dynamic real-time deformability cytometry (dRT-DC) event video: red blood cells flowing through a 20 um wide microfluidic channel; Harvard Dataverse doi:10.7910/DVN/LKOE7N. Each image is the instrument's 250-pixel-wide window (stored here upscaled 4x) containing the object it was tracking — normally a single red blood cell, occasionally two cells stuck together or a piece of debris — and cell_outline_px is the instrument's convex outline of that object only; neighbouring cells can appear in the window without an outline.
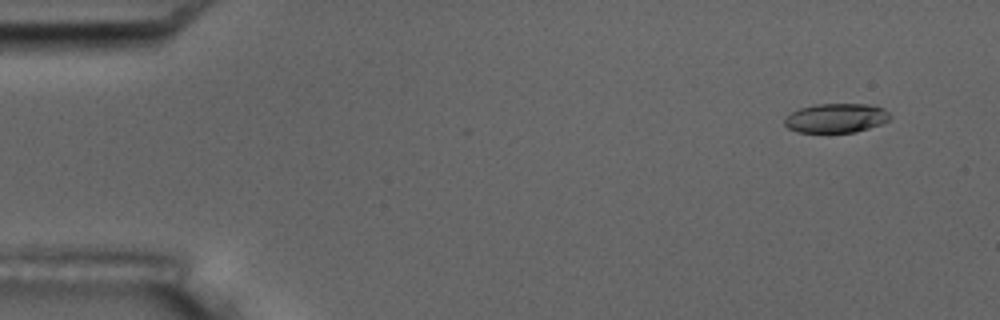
{"species": "common noctule bat (a hibernating species)", "species_latin": "Nyctalus noctula", "temperature_condition": "room temperature", "stored_images_in_passage": 6, "segment_of_instrument_passage": [1, 2], "camera_frame_rate_fps": 3000, "um_per_image_px": 0.085, "animal": {"sex": "male", "body_mass_g": 17.5, "forearm_length_mm": 52.3}, "frame": {"image": 1, "passage_image": 2, "time_ms": 1.333, "image_size_px": [1000, 320], "cell_outline_px": [[892, 116], [888, 120], [880, 124], [856, 132], [800, 132], [788, 128], [784, 124], [784, 116], [800, 108], [816, 104], [872, 104], [884, 108]], "centroid_in_image_um": [71.07, 10.02], "position_along_channel_um": 13.9, "area_um2": 18.03}}